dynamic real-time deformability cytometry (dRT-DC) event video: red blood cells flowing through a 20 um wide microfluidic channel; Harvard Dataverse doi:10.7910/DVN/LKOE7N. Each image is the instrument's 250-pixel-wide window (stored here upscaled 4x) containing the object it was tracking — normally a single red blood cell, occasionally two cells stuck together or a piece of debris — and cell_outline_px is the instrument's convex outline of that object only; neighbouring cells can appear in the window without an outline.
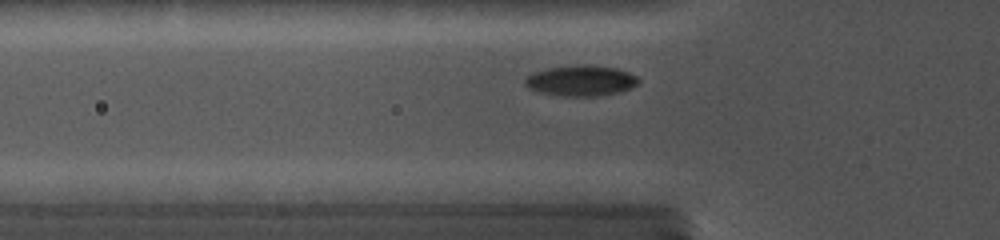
{"species": "common noctule bat (a hibernating species)", "species_latin": "Nyctalus noctula", "temperature_condition": "cold", "stored_images_in_passage": 27, "camera_frame_rate_fps": 5000, "um_per_image_px": 0.085, "animal": {"sex": "female", "body_mass_g": 19.0, "forearm_length_mm": 56.7}, "frame": {"image": 1, "passage_image": 3, "time_ms": 0.8, "image_size_px": [1000, 240], "cell_outline_px": [[640, 80], [636, 84], [628, 88], [616, 92], [592, 96], [572, 96], [544, 92], [532, 88], [524, 84], [524, 80], [532, 72], [548, 68], [572, 64], [592, 64], [616, 68], [628, 72], [636, 76]], "centroid_in_image_um": [49.38, 6.81], "position_along_channel_um": 76.4, "area_um2": 19.88}}
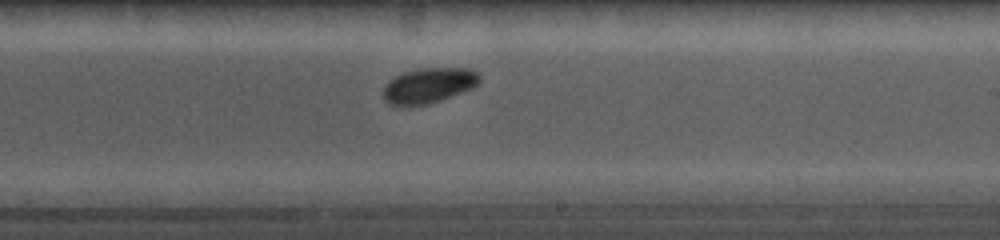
{"frame": {"image": 2, "passage_image": 15, "time_ms": 5.4, "image_size_px": [1000, 240], "cell_outline_px": [[480, 80], [472, 88], [440, 100], [428, 104], [408, 108], [400, 108], [388, 104], [384, 100], [384, 84], [388, 80], [404, 72], [416, 68], [468, 68], [480, 72]], "centroid_in_image_um": [36.38, 7.29], "position_along_channel_um": 252.6, "area_um2": 20.29}}
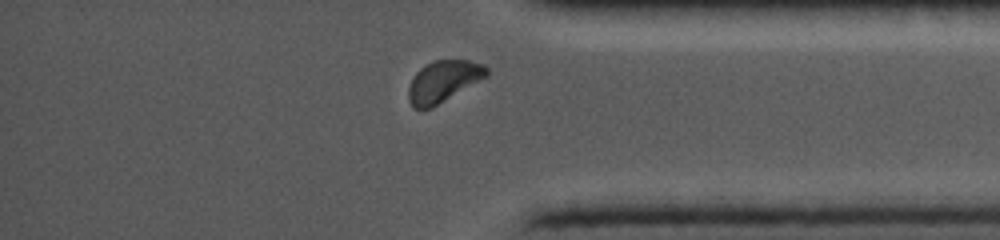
{"frame": {"image": 3, "passage_image": 25, "time_ms": 9.2, "image_size_px": [1000, 240], "cell_outline_px": [[488, 76], [432, 108], [412, 108], [408, 96], [408, 88], [416, 72], [420, 68], [436, 60], [468, 60], [484, 64], [488, 68]], "centroid_in_image_um": [37.7, 6.91], "position_along_channel_um": 397.5, "area_um2": 18.79}}